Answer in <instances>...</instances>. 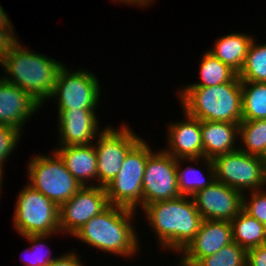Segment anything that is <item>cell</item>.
Returning <instances> with one entry per match:
<instances>
[{"instance_id":"3957f363","label":"cell","mask_w":266,"mask_h":266,"mask_svg":"<svg viewBox=\"0 0 266 266\" xmlns=\"http://www.w3.org/2000/svg\"><path fill=\"white\" fill-rule=\"evenodd\" d=\"M135 213L132 209L110 205L73 236L100 251L130 258L140 250V240L131 224Z\"/></svg>"},{"instance_id":"8fae6325","label":"cell","mask_w":266,"mask_h":266,"mask_svg":"<svg viewBox=\"0 0 266 266\" xmlns=\"http://www.w3.org/2000/svg\"><path fill=\"white\" fill-rule=\"evenodd\" d=\"M142 209L153 202L180 197L177 159L163 151L152 152L145 165L142 180Z\"/></svg>"},{"instance_id":"ac0fdd59","label":"cell","mask_w":266,"mask_h":266,"mask_svg":"<svg viewBox=\"0 0 266 266\" xmlns=\"http://www.w3.org/2000/svg\"><path fill=\"white\" fill-rule=\"evenodd\" d=\"M63 160L66 169L82 186H95L97 180V156L94 143L89 145L59 146L55 151Z\"/></svg>"},{"instance_id":"f1b7e54d","label":"cell","mask_w":266,"mask_h":266,"mask_svg":"<svg viewBox=\"0 0 266 266\" xmlns=\"http://www.w3.org/2000/svg\"><path fill=\"white\" fill-rule=\"evenodd\" d=\"M243 193L242 210L266 226V190L251 191L250 200Z\"/></svg>"},{"instance_id":"30bf717a","label":"cell","mask_w":266,"mask_h":266,"mask_svg":"<svg viewBox=\"0 0 266 266\" xmlns=\"http://www.w3.org/2000/svg\"><path fill=\"white\" fill-rule=\"evenodd\" d=\"M101 87L96 76L79 69L71 72L64 65L54 85L51 99H57L58 109H96Z\"/></svg>"},{"instance_id":"4fadbf2b","label":"cell","mask_w":266,"mask_h":266,"mask_svg":"<svg viewBox=\"0 0 266 266\" xmlns=\"http://www.w3.org/2000/svg\"><path fill=\"white\" fill-rule=\"evenodd\" d=\"M192 198L203 220L232 221L243 206V193L216 180Z\"/></svg>"},{"instance_id":"8992f818","label":"cell","mask_w":266,"mask_h":266,"mask_svg":"<svg viewBox=\"0 0 266 266\" xmlns=\"http://www.w3.org/2000/svg\"><path fill=\"white\" fill-rule=\"evenodd\" d=\"M153 152L141 139L126 155L116 177L104 188L110 205L142 209V180L148 156Z\"/></svg>"},{"instance_id":"7c38bea8","label":"cell","mask_w":266,"mask_h":266,"mask_svg":"<svg viewBox=\"0 0 266 266\" xmlns=\"http://www.w3.org/2000/svg\"><path fill=\"white\" fill-rule=\"evenodd\" d=\"M110 206L105 188L82 186L68 201L59 206L60 234L71 237L92 217Z\"/></svg>"},{"instance_id":"e0dca14e","label":"cell","mask_w":266,"mask_h":266,"mask_svg":"<svg viewBox=\"0 0 266 266\" xmlns=\"http://www.w3.org/2000/svg\"><path fill=\"white\" fill-rule=\"evenodd\" d=\"M184 121L169 124L167 132L168 149L164 151L178 159L203 157L201 121L184 112Z\"/></svg>"},{"instance_id":"83f0119b","label":"cell","mask_w":266,"mask_h":266,"mask_svg":"<svg viewBox=\"0 0 266 266\" xmlns=\"http://www.w3.org/2000/svg\"><path fill=\"white\" fill-rule=\"evenodd\" d=\"M51 235H27V236H22L25 239L28 240V242H31V247H28V249L25 250L26 251H32L31 253H28V256L26 257V259L23 260V262H25L24 264H26V266H49L50 263L56 259L57 257L52 258L51 254V250L47 251L49 253L46 252V254H44L42 250V248H44V246L46 245L44 243V241L46 239H48V237L50 238ZM45 239V240H44Z\"/></svg>"},{"instance_id":"9c48e42d","label":"cell","mask_w":266,"mask_h":266,"mask_svg":"<svg viewBox=\"0 0 266 266\" xmlns=\"http://www.w3.org/2000/svg\"><path fill=\"white\" fill-rule=\"evenodd\" d=\"M97 138L94 143L98 161L96 186L105 187L116 177L126 155L142 138L126 124L119 130L112 125L105 127Z\"/></svg>"},{"instance_id":"e575fe53","label":"cell","mask_w":266,"mask_h":266,"mask_svg":"<svg viewBox=\"0 0 266 266\" xmlns=\"http://www.w3.org/2000/svg\"><path fill=\"white\" fill-rule=\"evenodd\" d=\"M119 2V4L124 2V4H131L134 6H149V4H152L155 0H113Z\"/></svg>"},{"instance_id":"52a82bcc","label":"cell","mask_w":266,"mask_h":266,"mask_svg":"<svg viewBox=\"0 0 266 266\" xmlns=\"http://www.w3.org/2000/svg\"><path fill=\"white\" fill-rule=\"evenodd\" d=\"M37 154L30 158L27 173L28 184L44 194L58 206L68 201L82 185L66 169L60 156Z\"/></svg>"},{"instance_id":"8d00e7d4","label":"cell","mask_w":266,"mask_h":266,"mask_svg":"<svg viewBox=\"0 0 266 266\" xmlns=\"http://www.w3.org/2000/svg\"><path fill=\"white\" fill-rule=\"evenodd\" d=\"M265 182H266V157L264 158Z\"/></svg>"},{"instance_id":"44dd1931","label":"cell","mask_w":266,"mask_h":266,"mask_svg":"<svg viewBox=\"0 0 266 266\" xmlns=\"http://www.w3.org/2000/svg\"><path fill=\"white\" fill-rule=\"evenodd\" d=\"M230 223L233 242L245 250L266 244V226L243 210Z\"/></svg>"},{"instance_id":"836d02e7","label":"cell","mask_w":266,"mask_h":266,"mask_svg":"<svg viewBox=\"0 0 266 266\" xmlns=\"http://www.w3.org/2000/svg\"><path fill=\"white\" fill-rule=\"evenodd\" d=\"M12 27L13 25L9 20L8 15H6V12L3 10L2 5H0V28H12Z\"/></svg>"},{"instance_id":"4316f807","label":"cell","mask_w":266,"mask_h":266,"mask_svg":"<svg viewBox=\"0 0 266 266\" xmlns=\"http://www.w3.org/2000/svg\"><path fill=\"white\" fill-rule=\"evenodd\" d=\"M194 266H247V250L231 242L219 252L201 258Z\"/></svg>"},{"instance_id":"7a4b0ae2","label":"cell","mask_w":266,"mask_h":266,"mask_svg":"<svg viewBox=\"0 0 266 266\" xmlns=\"http://www.w3.org/2000/svg\"><path fill=\"white\" fill-rule=\"evenodd\" d=\"M21 45L18 41L0 63L6 73L2 79L18 86L43 105L45 99H50L64 64Z\"/></svg>"},{"instance_id":"d6986e66","label":"cell","mask_w":266,"mask_h":266,"mask_svg":"<svg viewBox=\"0 0 266 266\" xmlns=\"http://www.w3.org/2000/svg\"><path fill=\"white\" fill-rule=\"evenodd\" d=\"M203 157L213 159L218 155L238 150L239 124L229 122L201 121Z\"/></svg>"},{"instance_id":"1f68e13d","label":"cell","mask_w":266,"mask_h":266,"mask_svg":"<svg viewBox=\"0 0 266 266\" xmlns=\"http://www.w3.org/2000/svg\"><path fill=\"white\" fill-rule=\"evenodd\" d=\"M247 266H266V244L247 250Z\"/></svg>"},{"instance_id":"6da1fadb","label":"cell","mask_w":266,"mask_h":266,"mask_svg":"<svg viewBox=\"0 0 266 266\" xmlns=\"http://www.w3.org/2000/svg\"><path fill=\"white\" fill-rule=\"evenodd\" d=\"M143 210L161 247L174 253H181L188 246L203 220L192 196L156 201Z\"/></svg>"},{"instance_id":"ffe728a7","label":"cell","mask_w":266,"mask_h":266,"mask_svg":"<svg viewBox=\"0 0 266 266\" xmlns=\"http://www.w3.org/2000/svg\"><path fill=\"white\" fill-rule=\"evenodd\" d=\"M253 39L251 35L245 33L227 34L217 39L214 49L208 51L239 74Z\"/></svg>"},{"instance_id":"4dcf8cb0","label":"cell","mask_w":266,"mask_h":266,"mask_svg":"<svg viewBox=\"0 0 266 266\" xmlns=\"http://www.w3.org/2000/svg\"><path fill=\"white\" fill-rule=\"evenodd\" d=\"M14 28H0V63L6 53L19 41L15 36Z\"/></svg>"},{"instance_id":"7402d4cb","label":"cell","mask_w":266,"mask_h":266,"mask_svg":"<svg viewBox=\"0 0 266 266\" xmlns=\"http://www.w3.org/2000/svg\"><path fill=\"white\" fill-rule=\"evenodd\" d=\"M191 161L199 163V160H204L205 162L204 167H207V177H204V173L202 174L201 171L193 166H187V168L181 170L180 163L182 161ZM200 173V175H199ZM202 174V175H201ZM200 176H202L200 178ZM177 179H178V187L179 193L183 196H193L197 191L210 186L215 180V170L213 166L212 159L209 158H198V159H178L177 160Z\"/></svg>"},{"instance_id":"ba28073f","label":"cell","mask_w":266,"mask_h":266,"mask_svg":"<svg viewBox=\"0 0 266 266\" xmlns=\"http://www.w3.org/2000/svg\"><path fill=\"white\" fill-rule=\"evenodd\" d=\"M216 181L245 193L265 188L264 158L241 150L212 159Z\"/></svg>"},{"instance_id":"5bb4252c","label":"cell","mask_w":266,"mask_h":266,"mask_svg":"<svg viewBox=\"0 0 266 266\" xmlns=\"http://www.w3.org/2000/svg\"><path fill=\"white\" fill-rule=\"evenodd\" d=\"M233 242L230 221L202 220L194 239L181 252V266H194L201 258L219 252Z\"/></svg>"},{"instance_id":"2e32d148","label":"cell","mask_w":266,"mask_h":266,"mask_svg":"<svg viewBox=\"0 0 266 266\" xmlns=\"http://www.w3.org/2000/svg\"><path fill=\"white\" fill-rule=\"evenodd\" d=\"M40 107L30 94L0 78V125H7L22 132L23 125Z\"/></svg>"},{"instance_id":"484cf974","label":"cell","mask_w":266,"mask_h":266,"mask_svg":"<svg viewBox=\"0 0 266 266\" xmlns=\"http://www.w3.org/2000/svg\"><path fill=\"white\" fill-rule=\"evenodd\" d=\"M251 42L246 60L238 77L241 82H261L266 83V44H256V40Z\"/></svg>"},{"instance_id":"f546056e","label":"cell","mask_w":266,"mask_h":266,"mask_svg":"<svg viewBox=\"0 0 266 266\" xmlns=\"http://www.w3.org/2000/svg\"><path fill=\"white\" fill-rule=\"evenodd\" d=\"M22 132L7 125H0V173H4V161L9 159L11 153L16 149Z\"/></svg>"},{"instance_id":"d590c367","label":"cell","mask_w":266,"mask_h":266,"mask_svg":"<svg viewBox=\"0 0 266 266\" xmlns=\"http://www.w3.org/2000/svg\"><path fill=\"white\" fill-rule=\"evenodd\" d=\"M3 173H0V189H1V187H2V182H3ZM0 193H1V190H0Z\"/></svg>"},{"instance_id":"603a6c76","label":"cell","mask_w":266,"mask_h":266,"mask_svg":"<svg viewBox=\"0 0 266 266\" xmlns=\"http://www.w3.org/2000/svg\"><path fill=\"white\" fill-rule=\"evenodd\" d=\"M242 121L266 119V83L241 82Z\"/></svg>"},{"instance_id":"277c9868","label":"cell","mask_w":266,"mask_h":266,"mask_svg":"<svg viewBox=\"0 0 266 266\" xmlns=\"http://www.w3.org/2000/svg\"><path fill=\"white\" fill-rule=\"evenodd\" d=\"M179 91L183 112L200 121L240 123L242 90L238 74L230 81L209 87H184Z\"/></svg>"},{"instance_id":"cb8c5ba5","label":"cell","mask_w":266,"mask_h":266,"mask_svg":"<svg viewBox=\"0 0 266 266\" xmlns=\"http://www.w3.org/2000/svg\"><path fill=\"white\" fill-rule=\"evenodd\" d=\"M200 63V82L183 87H209L230 82L237 73L228 65L221 62L208 50L203 53Z\"/></svg>"},{"instance_id":"d4e9b609","label":"cell","mask_w":266,"mask_h":266,"mask_svg":"<svg viewBox=\"0 0 266 266\" xmlns=\"http://www.w3.org/2000/svg\"><path fill=\"white\" fill-rule=\"evenodd\" d=\"M239 140L244 148L239 150L250 155L266 157V119L241 121L239 123Z\"/></svg>"},{"instance_id":"d6a6232c","label":"cell","mask_w":266,"mask_h":266,"mask_svg":"<svg viewBox=\"0 0 266 266\" xmlns=\"http://www.w3.org/2000/svg\"><path fill=\"white\" fill-rule=\"evenodd\" d=\"M49 266H83V263L81 264L79 255H76L73 251L57 257Z\"/></svg>"},{"instance_id":"5b68a950","label":"cell","mask_w":266,"mask_h":266,"mask_svg":"<svg viewBox=\"0 0 266 266\" xmlns=\"http://www.w3.org/2000/svg\"><path fill=\"white\" fill-rule=\"evenodd\" d=\"M13 223L21 236L60 233L59 206L30 184L18 194Z\"/></svg>"},{"instance_id":"9a60e30c","label":"cell","mask_w":266,"mask_h":266,"mask_svg":"<svg viewBox=\"0 0 266 266\" xmlns=\"http://www.w3.org/2000/svg\"><path fill=\"white\" fill-rule=\"evenodd\" d=\"M59 145H89L103 131L95 109H58Z\"/></svg>"}]
</instances>
